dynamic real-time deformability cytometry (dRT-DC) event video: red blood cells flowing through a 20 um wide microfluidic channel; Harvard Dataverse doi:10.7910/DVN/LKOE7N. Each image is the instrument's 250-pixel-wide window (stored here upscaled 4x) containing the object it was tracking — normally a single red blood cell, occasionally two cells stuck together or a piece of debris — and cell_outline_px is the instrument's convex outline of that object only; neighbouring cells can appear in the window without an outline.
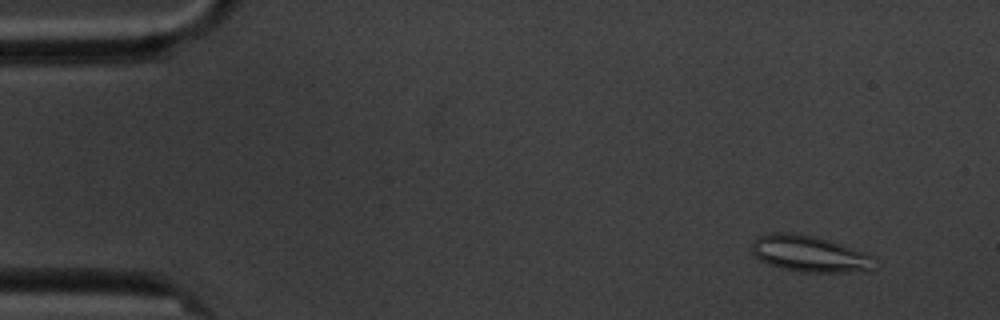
{"species": "common noctule bat (a hibernating species)", "species_latin": "Nyctalus noctula", "temperature_condition": "cold", "stored_images_in_passage": 6, "camera_frame_rate_fps": 3000, "um_per_image_px": 0.085, "animal": {"sex": "male", "body_mass_g": 20.1, "forearm_length_mm": 53.5}, "frame": {"image": 1, "passage_image": 2, "time_ms": 1.0, "image_size_px": [1000, 320], "cell_outline_px": [[876, 268], [868, 272], [800, 272], [768, 264], [760, 260], [752, 252], [752, 240], [760, 236], [772, 232], [796, 232], [816, 236], [876, 256]], "centroid_in_image_um": [68.87, 21.58], "position_along_channel_um": 16.1, "area_um2": 26.41}}
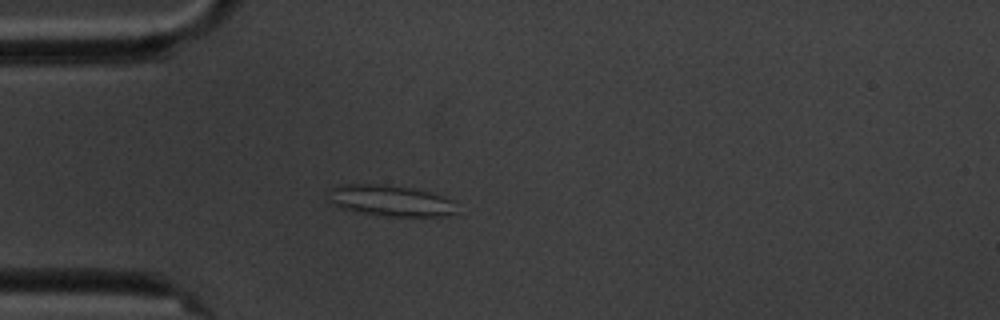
{"frame": {"image": 2, "passage_image": 5, "time_ms": 4.667, "image_size_px": [1000, 320], "cell_outline_px": [[460, 212], [444, 216], [384, 216], [340, 208], [328, 200], [332, 188], [340, 184], [380, 184], [412, 188], [444, 196], [452, 200]], "centroid_in_image_um": [33.23, 17.06], "position_along_channel_um": 51.8, "area_um2": 23.18}}